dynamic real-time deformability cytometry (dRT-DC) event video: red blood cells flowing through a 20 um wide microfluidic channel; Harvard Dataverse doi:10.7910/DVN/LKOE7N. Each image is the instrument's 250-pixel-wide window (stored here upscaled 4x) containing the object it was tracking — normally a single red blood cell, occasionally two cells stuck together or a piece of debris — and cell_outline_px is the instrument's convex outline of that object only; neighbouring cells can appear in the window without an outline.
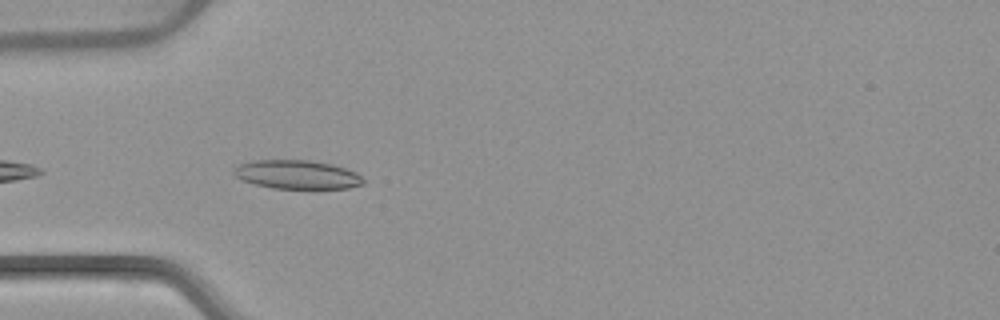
{"species": "common noctule bat (a hibernating species)", "species_latin": "Nyctalus noctula", "temperature_condition": "warm", "stored_images_in_passage": 17, "camera_frame_rate_fps": 3000, "um_per_image_px": 0.085, "animal": {"sex": "female", "body_mass_g": 22.7, "forearm_length_mm": 54.2}, "frame": {"image": 1, "passage_image": 3, "time_ms": 0.667, "image_size_px": [1000, 320], "cell_outline_px": [[364, 184], [348, 188], [272, 188], [240, 180], [232, 172], [232, 168], [240, 164], [252, 160], [308, 160], [332, 164], [356, 172], [364, 180]], "centroid_in_image_um": [25.22, 14.83], "position_along_channel_um": 59.8, "area_um2": 21.68}}